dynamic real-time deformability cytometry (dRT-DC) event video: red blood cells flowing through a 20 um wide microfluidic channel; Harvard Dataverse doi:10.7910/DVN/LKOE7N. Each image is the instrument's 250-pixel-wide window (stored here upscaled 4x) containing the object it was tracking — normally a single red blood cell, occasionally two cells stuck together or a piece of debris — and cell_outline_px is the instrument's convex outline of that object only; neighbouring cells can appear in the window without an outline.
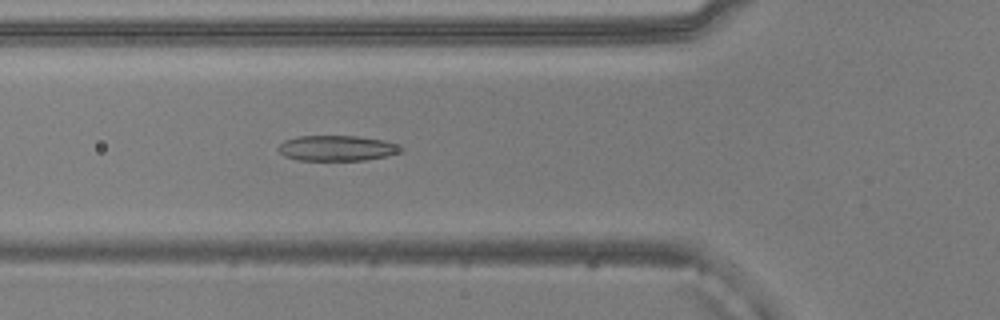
{"species": "common noctule bat (a hibernating species)", "species_latin": "Nyctalus noctula", "temperature_condition": "warm", "stored_images_in_passage": 51, "camera_frame_rate_fps": 3000, "um_per_image_px": 0.085, "animal": {"sex": "male", "body_mass_g": 20.5, "forearm_length_mm": 52.5}, "frame": {"image": 1, "passage_image": 17, "time_ms": 5.333, "image_size_px": [1000, 320], "cell_outline_px": [[404, 152], [388, 156], [364, 160], [296, 160], [284, 156], [276, 148], [284, 140], [300, 136], [356, 136], [384, 140], [396, 144], [404, 148]], "centroid_in_image_um": [28.66, 12.6], "position_along_channel_um": 97.1, "area_um2": 18.32}}
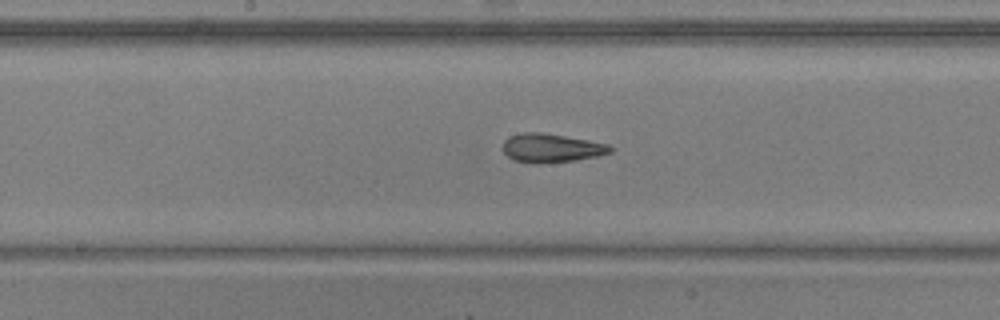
{"frame": {"image": 2, "passage_image": 25, "time_ms": 8.0, "image_size_px": [1000, 320], "cell_outline_px": [[616, 148], [612, 152], [600, 156], [576, 160], [536, 164], [532, 164], [512, 160], [500, 148], [504, 140], [508, 136], [524, 132], [544, 132], [588, 140], [608, 144]], "centroid_in_image_um": [46.85, 12.58], "position_along_channel_um": 201.3, "area_um2": 18.5}}
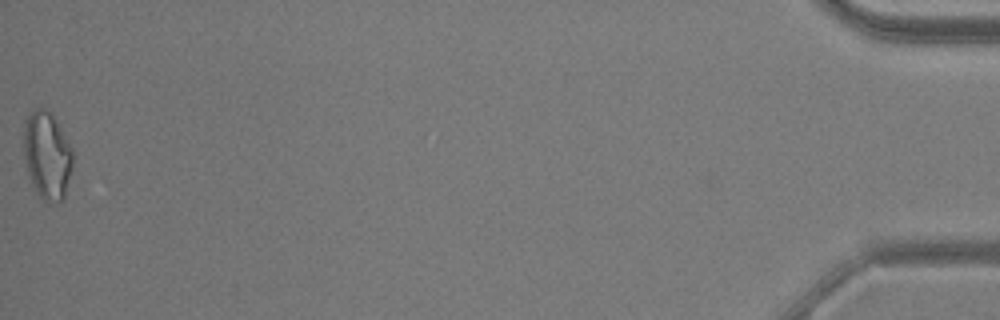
{"frame": {"image": 3, "passage_image": 51, "time_ms": 16.667, "image_size_px": [1000, 320], "cell_outline_px": [[72, 168], [64, 200], [60, 204], [56, 204], [44, 200], [36, 192], [28, 172], [24, 156], [24, 120], [40, 104], [52, 112], [72, 148]], "centroid_in_image_um": [4.02, 13.19], "position_along_channel_um": 431.2, "area_um2": 25.37}, "authors_computed_cell_mechanics": {"area_um2": 19.1896, "velocity_mm_per_s": 3.8813, "shape_relaxation_time_tau1_ms": 9.4664, "shape_relaxation_time_tau2_ms": 2.6123, "deformation_change_tau1": 0.2562, "deformation_change_tau2": 0.111}}